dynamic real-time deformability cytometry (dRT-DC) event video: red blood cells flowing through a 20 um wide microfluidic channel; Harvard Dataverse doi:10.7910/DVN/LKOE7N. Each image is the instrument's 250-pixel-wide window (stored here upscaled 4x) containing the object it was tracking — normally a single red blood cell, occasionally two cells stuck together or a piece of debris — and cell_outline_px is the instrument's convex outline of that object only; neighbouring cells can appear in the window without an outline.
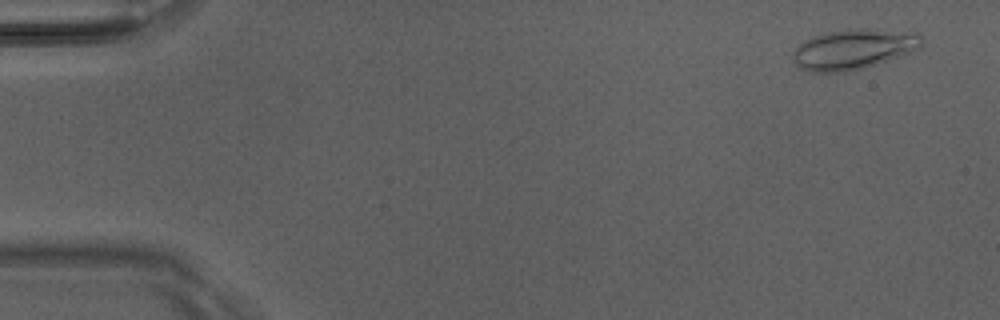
{"species": "Egyptian fruit bat (a non-hibernating species)", "species_latin": "Rousettus aegyptiacus", "temperature_condition": "room temperature", "stored_images_in_passage": 45, "camera_frame_rate_fps": 3000, "um_per_image_px": 0.085, "animal": {"sex": "male"}, "frame": {"image": 1, "passage_image": 3, "time_ms": 0.667, "image_size_px": [1000, 320], "cell_outline_px": [[920, 48], [864, 68], [844, 72], [812, 72], [800, 68], [792, 60], [792, 52], [804, 40], [812, 36], [828, 32], [916, 32], [920, 36]], "centroid_in_image_um": [72.43, 4.25], "position_along_channel_um": 12.6, "area_um2": 28.55}}
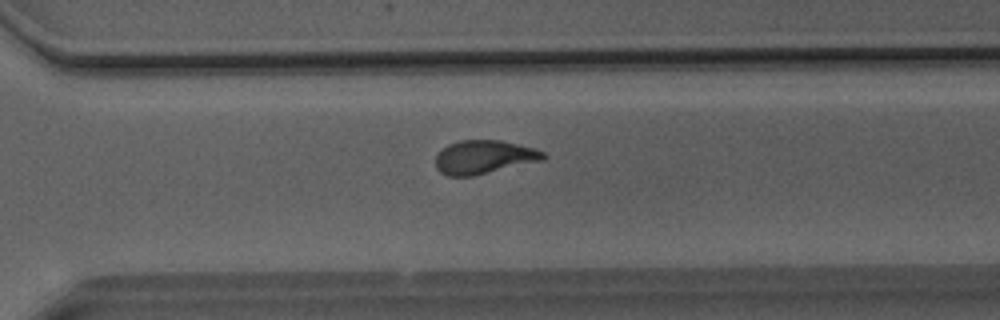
{"frame": {"image": 2, "passage_image": 36, "time_ms": 11.667, "image_size_px": [1000, 320], "cell_outline_px": [[548, 156], [544, 160], [472, 176], [448, 176], [440, 172], [436, 168], [436, 156], [448, 144], [460, 140], [500, 140], [536, 148], [544, 152]], "centroid_in_image_um": [41.17, 13.35], "position_along_channel_um": 329.4, "area_um2": 21.1}}
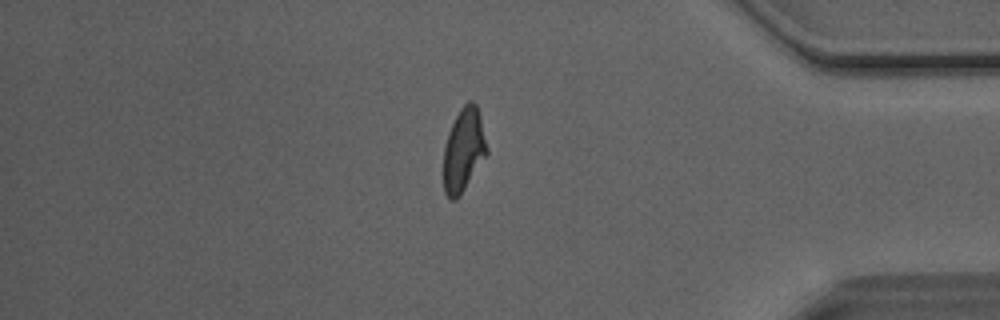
{"frame": {"image": 3, "passage_image": 43, "time_ms": 14.0, "image_size_px": [1000, 320], "cell_outline_px": [[488, 152], [456, 200], [452, 200], [444, 192], [444, 148], [448, 132], [460, 108], [468, 100], [472, 100], [476, 104], [480, 116], [488, 148]], "centroid_in_image_um": [39.4, 12.71], "position_along_channel_um": 395.8, "area_um2": 20.69}, "authors_computed_cell_mechanics": {"area_um2": 21.5594, "velocity_mm_per_s": 4.0864, "shape_relaxation_time_tau1_ms": 4.4261, "shape_relaxation_time_tau2_ms": 1.5111, "deformation_change_tau1": 0.1702, "deformation_change_tau2": 0.086}}